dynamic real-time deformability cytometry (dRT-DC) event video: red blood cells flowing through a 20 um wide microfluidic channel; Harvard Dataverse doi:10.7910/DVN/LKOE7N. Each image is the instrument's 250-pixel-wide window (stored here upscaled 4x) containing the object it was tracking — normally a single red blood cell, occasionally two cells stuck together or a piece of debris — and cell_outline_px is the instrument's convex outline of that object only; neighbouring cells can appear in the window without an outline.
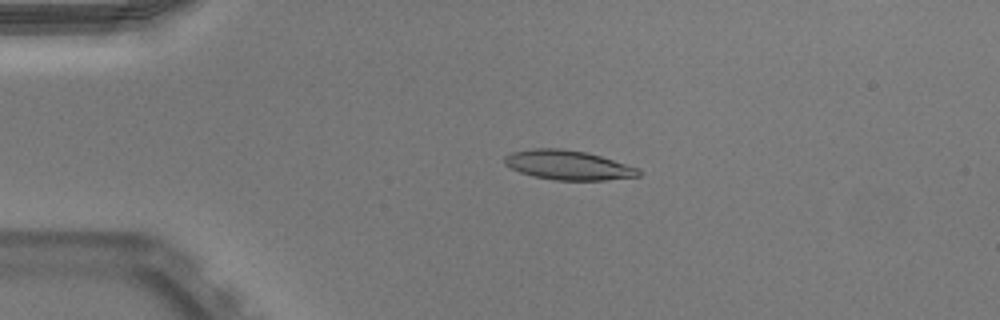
{"species": "Egyptian fruit bat (a non-hibernating species)", "species_latin": "Rousettus aegyptiacus", "temperature_condition": "warm", "stored_images_in_passage": 53, "segment_of_instrument_passage": [1, 2], "camera_frame_rate_fps": 3000, "um_per_image_px": 0.085, "animal": {"sex": "male"}, "frame": {"image": 1, "passage_image": 12, "time_ms": 3.667, "image_size_px": [1000, 320], "cell_outline_px": [[644, 172], [640, 176], [604, 180], [556, 180], [532, 176], [520, 172], [504, 164], [504, 156], [512, 152], [536, 148], [560, 148], [588, 152], [640, 168]], "centroid_in_image_um": [48.33, 14.03], "position_along_channel_um": 36.7, "area_um2": 23.18}}
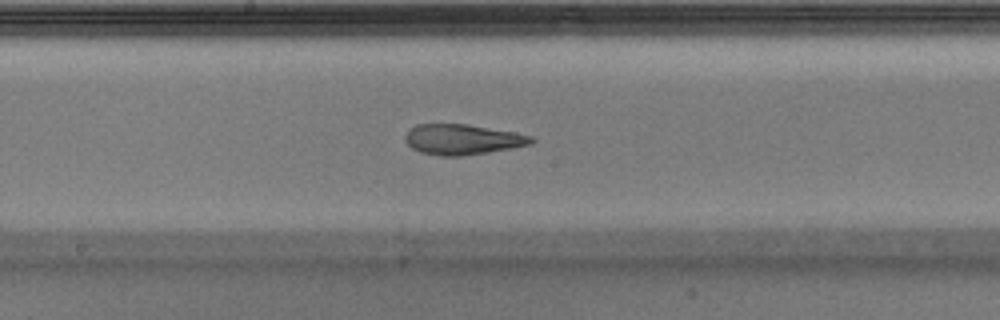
{"frame": {"image": 2, "passage_image": 28, "time_ms": 9.0, "image_size_px": [1000, 320], "cell_outline_px": [[536, 140], [532, 144], [512, 148], [488, 152], [460, 156], [440, 156], [420, 152], [412, 148], [404, 140], [404, 136], [416, 124], [468, 124], [516, 132], [532, 136]], "centroid_in_image_um": [39.34, 11.85], "position_along_channel_um": 208.9, "area_um2": 22.43}}
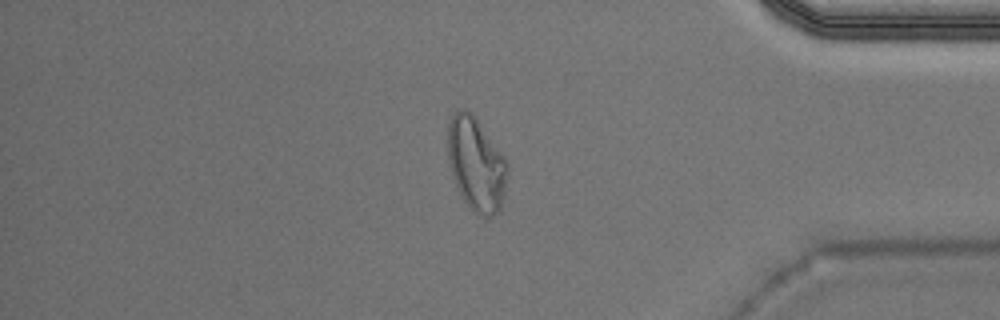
{"frame": {"image": 3, "passage_image": 44, "time_ms": 14.333, "image_size_px": [1000, 320], "cell_outline_px": [[508, 168], [500, 208], [492, 216], [480, 216], [464, 200], [456, 188], [448, 160], [448, 124], [452, 112], [460, 108], [464, 108], [472, 112], [504, 156]], "centroid_in_image_um": [40.44, 13.89], "position_along_channel_um": 394.8, "area_um2": 32.25}}